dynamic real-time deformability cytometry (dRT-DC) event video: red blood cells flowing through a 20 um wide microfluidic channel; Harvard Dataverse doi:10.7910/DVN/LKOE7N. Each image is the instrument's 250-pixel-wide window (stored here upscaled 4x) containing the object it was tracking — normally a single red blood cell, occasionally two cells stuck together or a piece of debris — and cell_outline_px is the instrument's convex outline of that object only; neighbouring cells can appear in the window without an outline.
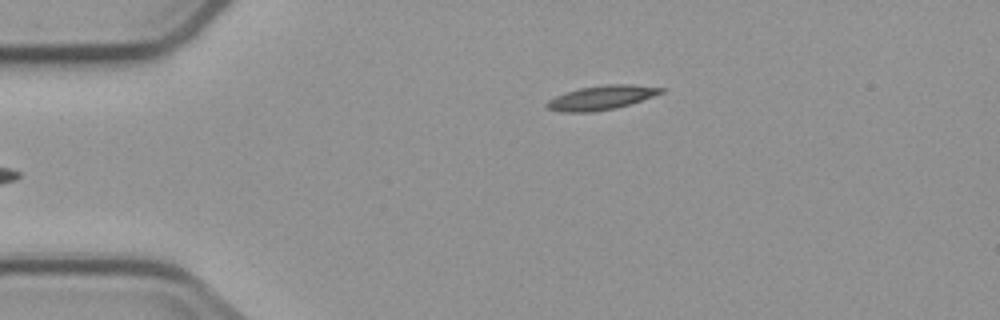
{"species": "common noctule bat (a hibernating species)", "species_latin": "Nyctalus noctula", "temperature_condition": "cold", "stored_images_in_passage": 4, "camera_frame_rate_fps": 3000, "um_per_image_px": 0.085, "animal": {"sex": "male", "body_mass_g": 23.1, "forearm_length_mm": 52.7}, "frame": {"image": 1, "passage_image": 4, "time_ms": 3.333, "image_size_px": [1000, 320], "cell_outline_px": [[664, 92], [616, 108], [592, 112], [560, 112], [548, 108], [544, 104], [548, 100], [564, 92], [580, 88], [604, 84], [632, 84], [664, 88]], "centroid_in_image_um": [51.07, 8.29], "position_along_channel_um": 33.9, "area_um2": 16.01}}